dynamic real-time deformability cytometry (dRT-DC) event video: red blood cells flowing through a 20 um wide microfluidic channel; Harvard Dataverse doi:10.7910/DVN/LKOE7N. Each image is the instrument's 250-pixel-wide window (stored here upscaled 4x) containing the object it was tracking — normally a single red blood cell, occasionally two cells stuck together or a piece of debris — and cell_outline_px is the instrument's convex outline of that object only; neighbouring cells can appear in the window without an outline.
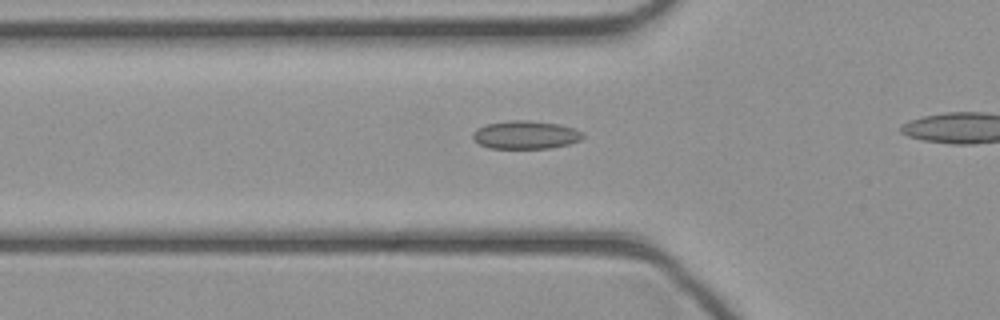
{"species": "common noctule bat (a hibernating species)", "species_latin": "Nyctalus noctula", "temperature_condition": "cold", "stored_images_in_passage": 11, "camera_frame_rate_fps": 3000, "um_per_image_px": 0.085, "animal": {"sex": "female", "body_mass_g": 21.9}, "frame": {"image": 1, "passage_image": 4, "time_ms": 1.0, "image_size_px": [1000, 320], "cell_outline_px": [[584, 136], [580, 140], [568, 144], [548, 148], [488, 148], [480, 144], [472, 136], [472, 132], [476, 128], [484, 124], [508, 120], [528, 120], [560, 124], [576, 128], [584, 132]], "centroid_in_image_um": [44.68, 11.44], "position_along_channel_um": 81.1, "area_um2": 18.26}}
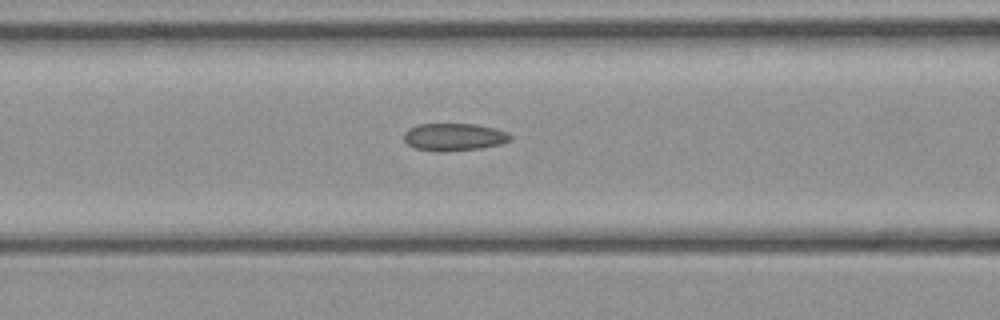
{"frame": {"image": 2, "passage_image": 7, "time_ms": 2.0, "image_size_px": [1000, 320], "cell_outline_px": [[512, 140], [500, 144], [480, 148], [448, 152], [440, 152], [416, 148], [408, 144], [404, 140], [404, 132], [408, 128], [420, 124], [476, 124], [496, 128], [508, 132], [512, 136]], "centroid_in_image_um": [38.62, 11.64], "position_along_channel_um": 128.0, "area_um2": 17.22}}
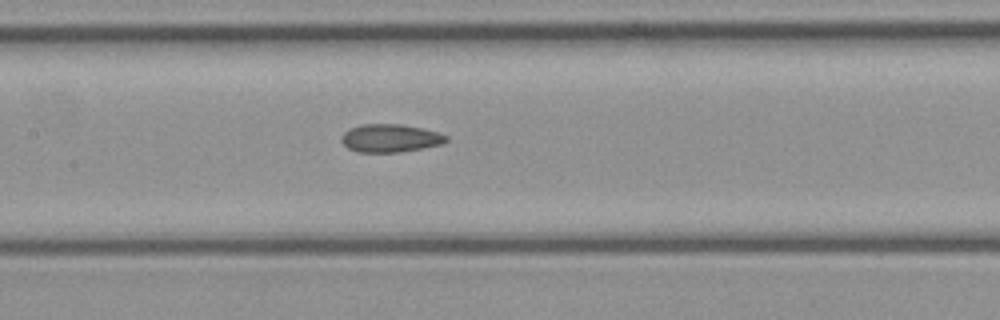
{"frame": {"image": 3, "passage_image": 10, "time_ms": 3.0, "image_size_px": [1000, 320], "cell_outline_px": [[448, 140], [444, 144], [424, 148], [400, 152], [360, 152], [348, 148], [340, 140], [340, 136], [348, 128], [360, 124], [400, 124], [424, 128], [440, 132], [448, 136]], "centroid_in_image_um": [33.2, 11.73], "position_along_channel_um": 174.2, "area_um2": 17.46}}